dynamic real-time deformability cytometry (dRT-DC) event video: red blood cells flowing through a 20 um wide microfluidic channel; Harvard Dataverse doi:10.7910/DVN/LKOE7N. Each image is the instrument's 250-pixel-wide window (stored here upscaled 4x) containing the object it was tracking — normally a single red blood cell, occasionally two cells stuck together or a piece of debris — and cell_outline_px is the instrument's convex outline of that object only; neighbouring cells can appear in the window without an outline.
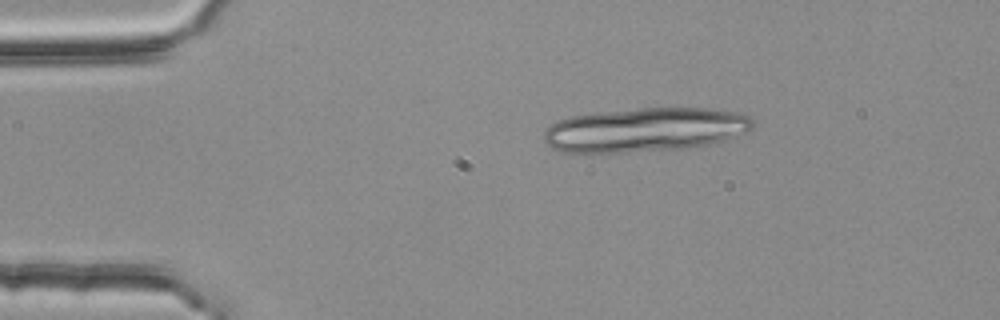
{"species": "common noctule bat (a hibernating species)", "species_latin": "Nyctalus noctula", "temperature_condition": "room temperature", "stored_images_in_passage": 2, "camera_frame_rate_fps": 3000, "um_per_image_px": 0.085, "animal": {"sex": "female", "body_mass_g": 25.1}, "frame": {"image": 1, "passage_image": 1, "time_ms": 0.0, "image_size_px": [1000, 320], "cell_outline_px": [[752, 128], [748, 132], [724, 140], [708, 144], [688, 148], [572, 156], [560, 152], [552, 148], [544, 140], [544, 132], [552, 124], [560, 120], [572, 116], [592, 112], [640, 108], [708, 108], [740, 112], [748, 116], [752, 120]], "centroid_in_image_um": [54.76, 11.06], "position_along_channel_um": 30.2, "area_um2": 54.79}}